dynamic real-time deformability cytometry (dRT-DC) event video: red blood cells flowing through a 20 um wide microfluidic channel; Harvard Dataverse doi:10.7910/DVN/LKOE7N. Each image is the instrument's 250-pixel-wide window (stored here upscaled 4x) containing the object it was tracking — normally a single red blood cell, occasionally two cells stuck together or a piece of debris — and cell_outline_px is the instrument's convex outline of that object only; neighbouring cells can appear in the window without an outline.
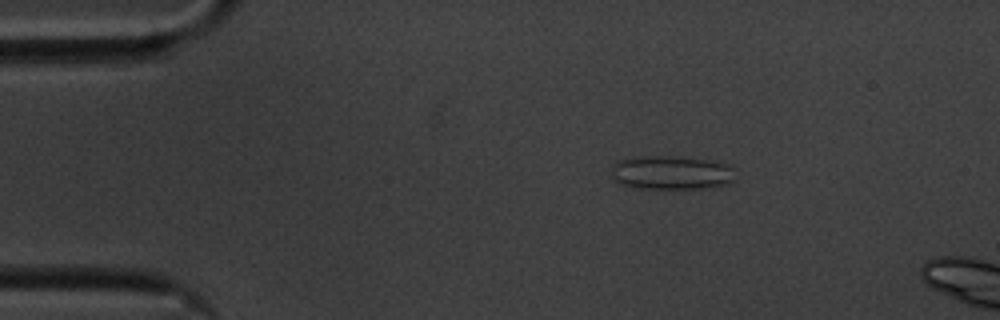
{"species": "common noctule bat (a hibernating species)", "species_latin": "Nyctalus noctula", "temperature_condition": "cold", "stored_images_in_passage": 47, "camera_frame_rate_fps": 3000, "um_per_image_px": 0.085, "animal": {"sex": "male", "body_mass_g": 20.1, "forearm_length_mm": 53.5}, "frame": {"image": 1, "passage_image": 1, "time_ms": 0.0, "image_size_px": [1000, 320], "cell_outline_px": [[736, 180], [732, 184], [708, 188], [640, 188], [620, 184], [612, 180], [612, 168], [620, 160], [636, 156], [680, 156], [712, 160], [732, 164]], "centroid_in_image_um": [57.16, 14.67], "position_along_channel_um": 27.8, "area_um2": 25.03}}
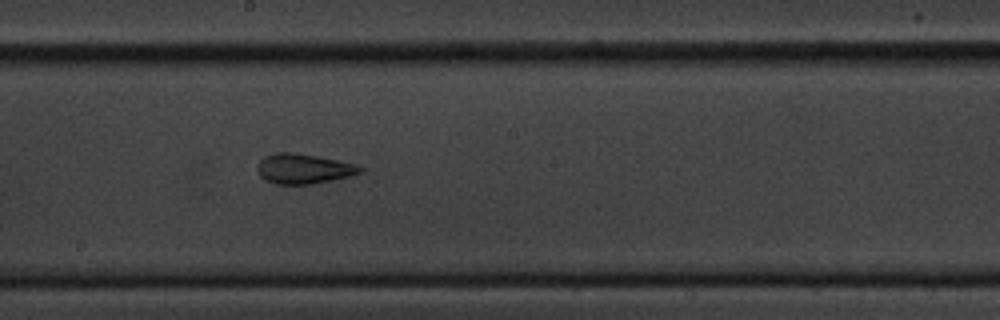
{"frame": {"image": 2, "passage_image": 22, "time_ms": 7.0, "image_size_px": [1000, 320], "cell_outline_px": [[364, 172], [332, 180], [312, 184], [276, 184], [260, 176], [256, 168], [256, 164], [264, 156], [276, 152], [292, 152], [320, 156], [356, 164], [364, 168]], "centroid_in_image_um": [25.81, 14.33], "position_along_channel_um": 222.4, "area_um2": 18.09}}
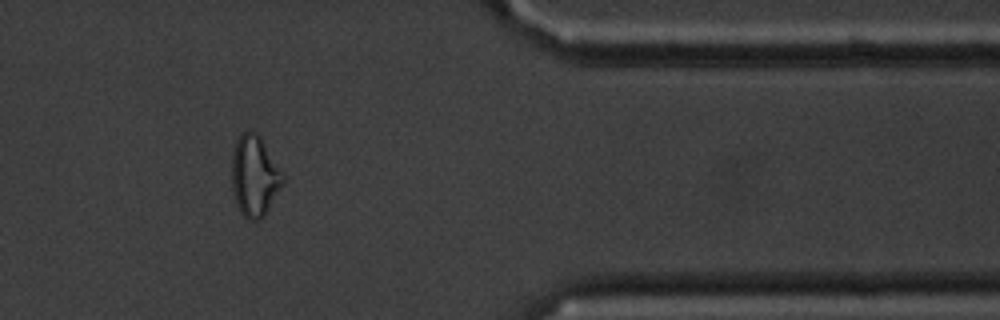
{"frame": {"image": 3, "passage_image": 38, "time_ms": 12.333, "image_size_px": [1000, 320], "cell_outline_px": [[284, 184], [264, 216], [260, 220], [248, 220], [240, 212], [236, 204], [232, 188], [232, 156], [236, 140], [244, 132], [252, 128], [260, 136], [284, 172]], "centroid_in_image_um": [21.66, 14.95], "position_along_channel_um": 389.7, "area_um2": 24.45}, "authors_computed_cell_mechanics": {"area_um2": 18.8428, "velocity_mm_per_s": 3.5289, "shape_relaxation_time_tau1_ms": null, "shape_relaxation_time_tau2_ms": 1.5333, "deformation_change_tau1": null, "deformation_change_tau2": 0.0714}}